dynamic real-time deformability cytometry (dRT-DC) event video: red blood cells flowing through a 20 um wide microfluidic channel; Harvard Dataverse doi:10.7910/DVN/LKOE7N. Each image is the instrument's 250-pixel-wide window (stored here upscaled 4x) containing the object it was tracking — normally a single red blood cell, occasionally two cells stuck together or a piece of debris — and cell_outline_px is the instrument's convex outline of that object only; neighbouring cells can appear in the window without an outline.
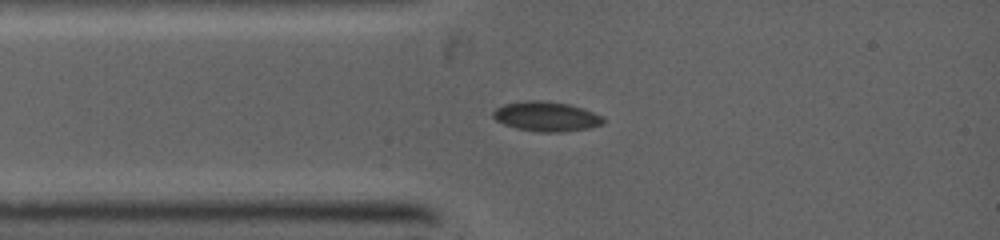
{"species": "common noctule bat (a hibernating species)", "species_latin": "Nyctalus noctula", "temperature_condition": "warm", "stored_images_in_passage": 46, "camera_frame_rate_fps": 5000, "um_per_image_px": 0.085, "animal": {"sex": "female", "body_mass_g": 19.0, "forearm_length_mm": 53.3}, "frame": {"image": 1, "passage_image": 1, "time_ms": 0.0, "image_size_px": [1000, 240], "cell_outline_px": [[604, 124], [588, 128], [560, 132], [540, 132], [516, 128], [504, 124], [496, 120], [492, 116], [492, 112], [496, 108], [504, 104], [528, 100], [544, 100], [568, 104], [592, 112], [600, 116], [604, 120]], "centroid_in_image_um": [46.39, 9.9], "position_along_channel_um": 38.6, "area_um2": 18.9}}
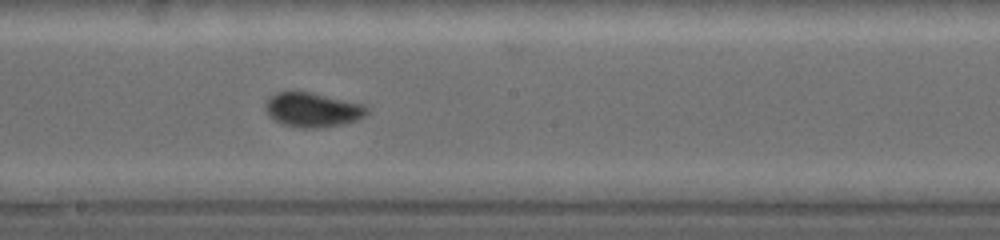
{"frame": {"image": 2, "passage_image": 13, "time_ms": 4.0, "image_size_px": [1000, 240], "cell_outline_px": [[368, 112], [364, 116], [356, 120], [344, 124], [316, 128], [300, 128], [284, 124], [276, 120], [264, 108], [268, 100], [276, 92], [308, 92], [364, 104], [368, 108]], "centroid_in_image_um": [26.61, 9.34], "position_along_channel_um": 221.6, "area_um2": 19.94}}
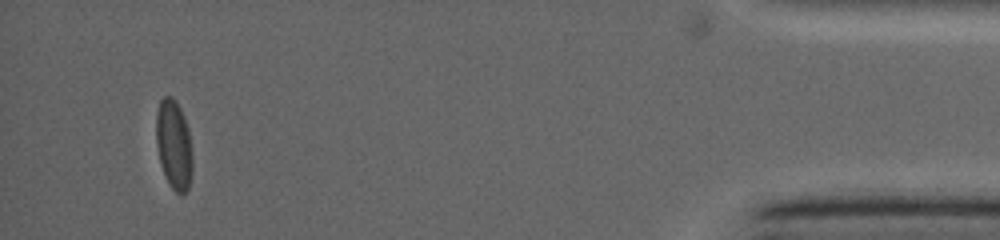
{"frame": {"image": 3, "passage_image": 40, "time_ms": 10.2, "image_size_px": [1000, 240], "cell_outline_px": [[192, 168], [188, 188], [180, 196], [168, 184], [160, 164], [156, 144], [156, 112], [160, 100], [164, 96], [172, 96], [176, 100], [184, 116], [188, 128], [192, 152]], "centroid_in_image_um": [14.76, 12.28], "position_along_channel_um": 420.4, "area_um2": 19.13}}